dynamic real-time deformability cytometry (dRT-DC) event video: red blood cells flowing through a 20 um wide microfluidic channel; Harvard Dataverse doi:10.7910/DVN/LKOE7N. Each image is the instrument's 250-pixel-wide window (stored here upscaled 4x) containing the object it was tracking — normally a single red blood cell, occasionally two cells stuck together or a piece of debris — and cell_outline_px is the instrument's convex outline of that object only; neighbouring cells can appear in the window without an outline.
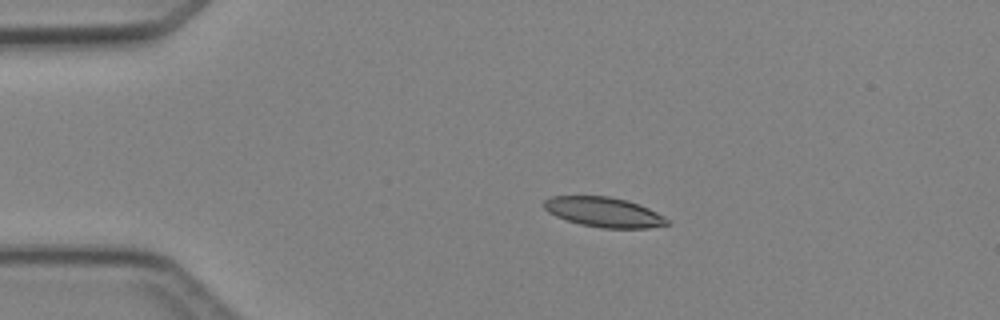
{"species": "Egyptian fruit bat (a non-hibernating species)", "species_latin": "Rousettus aegyptiacus", "temperature_condition": "cold", "stored_images_in_passage": 4, "camera_frame_rate_fps": 3000, "um_per_image_px": 0.085, "animal": {"sex": "female"}, "frame": {"image": 1, "passage_image": 3, "time_ms": 2.333, "image_size_px": [1000, 320], "cell_outline_px": [[668, 224], [648, 228], [600, 228], [580, 224], [556, 216], [548, 212], [544, 208], [544, 200], [552, 196], [608, 196], [628, 200], [640, 204], [664, 216], [668, 220]], "centroid_in_image_um": [51.33, 18.02], "position_along_channel_um": 33.7, "area_um2": 21.39}}